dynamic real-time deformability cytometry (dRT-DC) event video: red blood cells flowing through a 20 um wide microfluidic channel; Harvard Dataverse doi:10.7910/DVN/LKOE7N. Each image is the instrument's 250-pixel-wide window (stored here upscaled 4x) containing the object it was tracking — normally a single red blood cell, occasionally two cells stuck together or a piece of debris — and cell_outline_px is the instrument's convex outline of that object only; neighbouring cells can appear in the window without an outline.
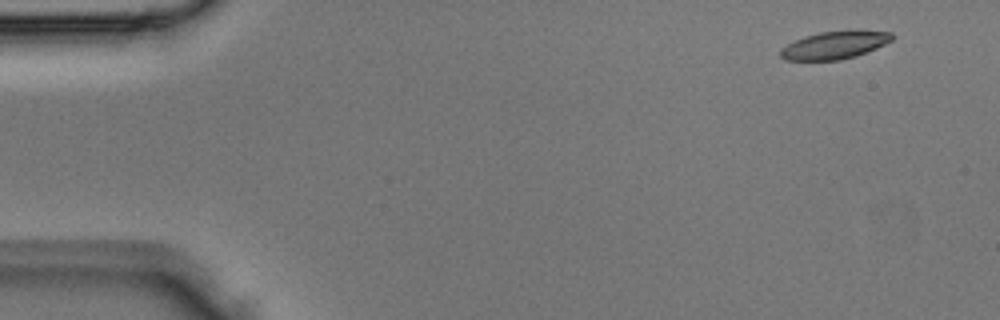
{"species": "Egyptian fruit bat (a non-hibernating species)", "species_latin": "Rousettus aegyptiacus", "temperature_condition": "room temperature", "stored_images_in_passage": 3, "camera_frame_rate_fps": 3000, "um_per_image_px": 0.085, "animal": {"sex": "male"}, "frame": {"image": 1, "passage_image": 1, "time_ms": 0.0, "image_size_px": [1000, 320], "cell_outline_px": [[892, 40], [876, 48], [856, 56], [840, 60], [784, 60], [780, 56], [780, 48], [804, 36], [820, 32], [856, 28], [892, 32]], "centroid_in_image_um": [70.97, 3.8], "position_along_channel_um": 14.0, "area_um2": 18.44}}